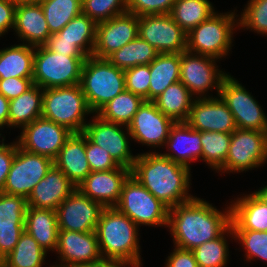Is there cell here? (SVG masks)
I'll return each mask as SVG.
<instances>
[{"mask_svg":"<svg viewBox=\"0 0 267 267\" xmlns=\"http://www.w3.org/2000/svg\"><path fill=\"white\" fill-rule=\"evenodd\" d=\"M164 146L169 152L161 153L163 156L189 168L190 163L202 159L201 131L186 122H175Z\"/></svg>","mask_w":267,"mask_h":267,"instance_id":"24","label":"cell"},{"mask_svg":"<svg viewBox=\"0 0 267 267\" xmlns=\"http://www.w3.org/2000/svg\"><path fill=\"white\" fill-rule=\"evenodd\" d=\"M237 18L235 10L214 13L187 34V51L219 60L224 58L232 49L233 30L239 27Z\"/></svg>","mask_w":267,"mask_h":267,"instance_id":"6","label":"cell"},{"mask_svg":"<svg viewBox=\"0 0 267 267\" xmlns=\"http://www.w3.org/2000/svg\"><path fill=\"white\" fill-rule=\"evenodd\" d=\"M9 103L10 100L0 93V129L8 126Z\"/></svg>","mask_w":267,"mask_h":267,"instance_id":"53","label":"cell"},{"mask_svg":"<svg viewBox=\"0 0 267 267\" xmlns=\"http://www.w3.org/2000/svg\"><path fill=\"white\" fill-rule=\"evenodd\" d=\"M229 234V235H228ZM235 239L233 228L230 227L223 235L207 241L191 250L199 267H226L229 248L226 236ZM232 235V236H231Z\"/></svg>","mask_w":267,"mask_h":267,"instance_id":"38","label":"cell"},{"mask_svg":"<svg viewBox=\"0 0 267 267\" xmlns=\"http://www.w3.org/2000/svg\"><path fill=\"white\" fill-rule=\"evenodd\" d=\"M16 5L12 0H0V37L13 29Z\"/></svg>","mask_w":267,"mask_h":267,"instance_id":"52","label":"cell"},{"mask_svg":"<svg viewBox=\"0 0 267 267\" xmlns=\"http://www.w3.org/2000/svg\"><path fill=\"white\" fill-rule=\"evenodd\" d=\"M214 57L195 54L189 51L180 53V82L197 98L212 97L208 90H217L218 96L223 79L228 75L216 65ZM207 92V93H206Z\"/></svg>","mask_w":267,"mask_h":267,"instance_id":"12","label":"cell"},{"mask_svg":"<svg viewBox=\"0 0 267 267\" xmlns=\"http://www.w3.org/2000/svg\"><path fill=\"white\" fill-rule=\"evenodd\" d=\"M233 230L267 231V204L254 193L230 202Z\"/></svg>","mask_w":267,"mask_h":267,"instance_id":"26","label":"cell"},{"mask_svg":"<svg viewBox=\"0 0 267 267\" xmlns=\"http://www.w3.org/2000/svg\"><path fill=\"white\" fill-rule=\"evenodd\" d=\"M53 165L52 159L23 150L16 141V153L2 192L27 199Z\"/></svg>","mask_w":267,"mask_h":267,"instance_id":"11","label":"cell"},{"mask_svg":"<svg viewBox=\"0 0 267 267\" xmlns=\"http://www.w3.org/2000/svg\"><path fill=\"white\" fill-rule=\"evenodd\" d=\"M219 96L232 112L237 128L267 132V116L263 109L233 76L223 79Z\"/></svg>","mask_w":267,"mask_h":267,"instance_id":"10","label":"cell"},{"mask_svg":"<svg viewBox=\"0 0 267 267\" xmlns=\"http://www.w3.org/2000/svg\"><path fill=\"white\" fill-rule=\"evenodd\" d=\"M238 26L267 35V0H249L238 18Z\"/></svg>","mask_w":267,"mask_h":267,"instance_id":"42","label":"cell"},{"mask_svg":"<svg viewBox=\"0 0 267 267\" xmlns=\"http://www.w3.org/2000/svg\"><path fill=\"white\" fill-rule=\"evenodd\" d=\"M130 174L131 169L123 166L109 171L90 172L76 188L103 207H114Z\"/></svg>","mask_w":267,"mask_h":267,"instance_id":"21","label":"cell"},{"mask_svg":"<svg viewBox=\"0 0 267 267\" xmlns=\"http://www.w3.org/2000/svg\"><path fill=\"white\" fill-rule=\"evenodd\" d=\"M125 90L141 96L149 101L150 67L137 65L124 71Z\"/></svg>","mask_w":267,"mask_h":267,"instance_id":"43","label":"cell"},{"mask_svg":"<svg viewBox=\"0 0 267 267\" xmlns=\"http://www.w3.org/2000/svg\"><path fill=\"white\" fill-rule=\"evenodd\" d=\"M149 67V101L153 102L168 86L180 81V53L158 54Z\"/></svg>","mask_w":267,"mask_h":267,"instance_id":"28","label":"cell"},{"mask_svg":"<svg viewBox=\"0 0 267 267\" xmlns=\"http://www.w3.org/2000/svg\"><path fill=\"white\" fill-rule=\"evenodd\" d=\"M103 208L76 188L56 209L59 230L95 231Z\"/></svg>","mask_w":267,"mask_h":267,"instance_id":"17","label":"cell"},{"mask_svg":"<svg viewBox=\"0 0 267 267\" xmlns=\"http://www.w3.org/2000/svg\"><path fill=\"white\" fill-rule=\"evenodd\" d=\"M235 239L245 250L246 260H262L267 262V231L233 230Z\"/></svg>","mask_w":267,"mask_h":267,"instance_id":"41","label":"cell"},{"mask_svg":"<svg viewBox=\"0 0 267 267\" xmlns=\"http://www.w3.org/2000/svg\"><path fill=\"white\" fill-rule=\"evenodd\" d=\"M93 115L80 84L43 89L41 117L82 133L86 115Z\"/></svg>","mask_w":267,"mask_h":267,"instance_id":"5","label":"cell"},{"mask_svg":"<svg viewBox=\"0 0 267 267\" xmlns=\"http://www.w3.org/2000/svg\"><path fill=\"white\" fill-rule=\"evenodd\" d=\"M175 0H127V12L139 16L170 14Z\"/></svg>","mask_w":267,"mask_h":267,"instance_id":"46","label":"cell"},{"mask_svg":"<svg viewBox=\"0 0 267 267\" xmlns=\"http://www.w3.org/2000/svg\"><path fill=\"white\" fill-rule=\"evenodd\" d=\"M13 30L23 44L33 47L45 45L51 35L38 1L17 2Z\"/></svg>","mask_w":267,"mask_h":267,"instance_id":"22","label":"cell"},{"mask_svg":"<svg viewBox=\"0 0 267 267\" xmlns=\"http://www.w3.org/2000/svg\"><path fill=\"white\" fill-rule=\"evenodd\" d=\"M82 267H111V261L103 260L99 263L88 265V266H82Z\"/></svg>","mask_w":267,"mask_h":267,"instance_id":"55","label":"cell"},{"mask_svg":"<svg viewBox=\"0 0 267 267\" xmlns=\"http://www.w3.org/2000/svg\"><path fill=\"white\" fill-rule=\"evenodd\" d=\"M27 207L25 197L0 192V220L25 221Z\"/></svg>","mask_w":267,"mask_h":267,"instance_id":"44","label":"cell"},{"mask_svg":"<svg viewBox=\"0 0 267 267\" xmlns=\"http://www.w3.org/2000/svg\"><path fill=\"white\" fill-rule=\"evenodd\" d=\"M144 101L141 96L124 90L96 114L106 121L128 126Z\"/></svg>","mask_w":267,"mask_h":267,"instance_id":"35","label":"cell"},{"mask_svg":"<svg viewBox=\"0 0 267 267\" xmlns=\"http://www.w3.org/2000/svg\"><path fill=\"white\" fill-rule=\"evenodd\" d=\"M216 13L209 0H175L170 15L188 34L194 27Z\"/></svg>","mask_w":267,"mask_h":267,"instance_id":"33","label":"cell"},{"mask_svg":"<svg viewBox=\"0 0 267 267\" xmlns=\"http://www.w3.org/2000/svg\"><path fill=\"white\" fill-rule=\"evenodd\" d=\"M260 200L267 204V185L253 192Z\"/></svg>","mask_w":267,"mask_h":267,"instance_id":"54","label":"cell"},{"mask_svg":"<svg viewBox=\"0 0 267 267\" xmlns=\"http://www.w3.org/2000/svg\"><path fill=\"white\" fill-rule=\"evenodd\" d=\"M231 133L203 131L201 132L202 160L216 172L224 167Z\"/></svg>","mask_w":267,"mask_h":267,"instance_id":"39","label":"cell"},{"mask_svg":"<svg viewBox=\"0 0 267 267\" xmlns=\"http://www.w3.org/2000/svg\"><path fill=\"white\" fill-rule=\"evenodd\" d=\"M267 163V132L239 129L231 133L222 173L243 172Z\"/></svg>","mask_w":267,"mask_h":267,"instance_id":"9","label":"cell"},{"mask_svg":"<svg viewBox=\"0 0 267 267\" xmlns=\"http://www.w3.org/2000/svg\"><path fill=\"white\" fill-rule=\"evenodd\" d=\"M76 189V186L55 165L46 176L35 185L27 198V206L39 209L56 210Z\"/></svg>","mask_w":267,"mask_h":267,"instance_id":"23","label":"cell"},{"mask_svg":"<svg viewBox=\"0 0 267 267\" xmlns=\"http://www.w3.org/2000/svg\"><path fill=\"white\" fill-rule=\"evenodd\" d=\"M185 122L201 132L232 133L237 129L232 112L218 95L195 98Z\"/></svg>","mask_w":267,"mask_h":267,"instance_id":"20","label":"cell"},{"mask_svg":"<svg viewBox=\"0 0 267 267\" xmlns=\"http://www.w3.org/2000/svg\"><path fill=\"white\" fill-rule=\"evenodd\" d=\"M33 85V78L9 77L0 79V93L11 100L26 92Z\"/></svg>","mask_w":267,"mask_h":267,"instance_id":"48","label":"cell"},{"mask_svg":"<svg viewBox=\"0 0 267 267\" xmlns=\"http://www.w3.org/2000/svg\"><path fill=\"white\" fill-rule=\"evenodd\" d=\"M138 228L115 207H104L95 230L103 260L141 267Z\"/></svg>","mask_w":267,"mask_h":267,"instance_id":"3","label":"cell"},{"mask_svg":"<svg viewBox=\"0 0 267 267\" xmlns=\"http://www.w3.org/2000/svg\"><path fill=\"white\" fill-rule=\"evenodd\" d=\"M34 47L26 44L0 49V79L33 78Z\"/></svg>","mask_w":267,"mask_h":267,"instance_id":"30","label":"cell"},{"mask_svg":"<svg viewBox=\"0 0 267 267\" xmlns=\"http://www.w3.org/2000/svg\"><path fill=\"white\" fill-rule=\"evenodd\" d=\"M194 99L187 87L178 81L168 86L153 102L164 115L175 122H185Z\"/></svg>","mask_w":267,"mask_h":267,"instance_id":"31","label":"cell"},{"mask_svg":"<svg viewBox=\"0 0 267 267\" xmlns=\"http://www.w3.org/2000/svg\"><path fill=\"white\" fill-rule=\"evenodd\" d=\"M54 165L77 187L91 172L86 158V136L72 133L60 149Z\"/></svg>","mask_w":267,"mask_h":267,"instance_id":"25","label":"cell"},{"mask_svg":"<svg viewBox=\"0 0 267 267\" xmlns=\"http://www.w3.org/2000/svg\"><path fill=\"white\" fill-rule=\"evenodd\" d=\"M127 12V0H82V13L97 24Z\"/></svg>","mask_w":267,"mask_h":267,"instance_id":"40","label":"cell"},{"mask_svg":"<svg viewBox=\"0 0 267 267\" xmlns=\"http://www.w3.org/2000/svg\"><path fill=\"white\" fill-rule=\"evenodd\" d=\"M97 23L81 13L70 20L59 32L61 39L75 42L88 56L94 51Z\"/></svg>","mask_w":267,"mask_h":267,"instance_id":"37","label":"cell"},{"mask_svg":"<svg viewBox=\"0 0 267 267\" xmlns=\"http://www.w3.org/2000/svg\"><path fill=\"white\" fill-rule=\"evenodd\" d=\"M138 36L159 54L182 53L187 50V33L170 14L139 16Z\"/></svg>","mask_w":267,"mask_h":267,"instance_id":"14","label":"cell"},{"mask_svg":"<svg viewBox=\"0 0 267 267\" xmlns=\"http://www.w3.org/2000/svg\"><path fill=\"white\" fill-rule=\"evenodd\" d=\"M175 121L164 115L152 101H144L128 124L132 139L143 145L164 147Z\"/></svg>","mask_w":267,"mask_h":267,"instance_id":"18","label":"cell"},{"mask_svg":"<svg viewBox=\"0 0 267 267\" xmlns=\"http://www.w3.org/2000/svg\"><path fill=\"white\" fill-rule=\"evenodd\" d=\"M130 267V265L122 263V262H117V261H111V267Z\"/></svg>","mask_w":267,"mask_h":267,"instance_id":"56","label":"cell"},{"mask_svg":"<svg viewBox=\"0 0 267 267\" xmlns=\"http://www.w3.org/2000/svg\"><path fill=\"white\" fill-rule=\"evenodd\" d=\"M114 207L137 226H168L169 208L131 174L125 180L119 201Z\"/></svg>","mask_w":267,"mask_h":267,"instance_id":"8","label":"cell"},{"mask_svg":"<svg viewBox=\"0 0 267 267\" xmlns=\"http://www.w3.org/2000/svg\"><path fill=\"white\" fill-rule=\"evenodd\" d=\"M139 17L124 13L96 25V42L92 56L107 58L138 36Z\"/></svg>","mask_w":267,"mask_h":267,"instance_id":"19","label":"cell"},{"mask_svg":"<svg viewBox=\"0 0 267 267\" xmlns=\"http://www.w3.org/2000/svg\"><path fill=\"white\" fill-rule=\"evenodd\" d=\"M83 130V134L94 144L110 153L119 166L132 169L137 155L130 150L129 138H132L126 125L106 121L93 114ZM125 127V131L123 130ZM127 131V133H126ZM128 134V135H127Z\"/></svg>","mask_w":267,"mask_h":267,"instance_id":"13","label":"cell"},{"mask_svg":"<svg viewBox=\"0 0 267 267\" xmlns=\"http://www.w3.org/2000/svg\"><path fill=\"white\" fill-rule=\"evenodd\" d=\"M80 86L91 111L96 114L125 90L124 71L107 58L88 56L83 63Z\"/></svg>","mask_w":267,"mask_h":267,"instance_id":"4","label":"cell"},{"mask_svg":"<svg viewBox=\"0 0 267 267\" xmlns=\"http://www.w3.org/2000/svg\"><path fill=\"white\" fill-rule=\"evenodd\" d=\"M15 2H28V1H38V0H12Z\"/></svg>","mask_w":267,"mask_h":267,"instance_id":"57","label":"cell"},{"mask_svg":"<svg viewBox=\"0 0 267 267\" xmlns=\"http://www.w3.org/2000/svg\"><path fill=\"white\" fill-rule=\"evenodd\" d=\"M43 89L33 85L26 92L10 100L8 127L20 129L42 115Z\"/></svg>","mask_w":267,"mask_h":267,"instance_id":"29","label":"cell"},{"mask_svg":"<svg viewBox=\"0 0 267 267\" xmlns=\"http://www.w3.org/2000/svg\"><path fill=\"white\" fill-rule=\"evenodd\" d=\"M191 169L159 152L137 154L131 175L169 209L193 199Z\"/></svg>","mask_w":267,"mask_h":267,"instance_id":"2","label":"cell"},{"mask_svg":"<svg viewBox=\"0 0 267 267\" xmlns=\"http://www.w3.org/2000/svg\"><path fill=\"white\" fill-rule=\"evenodd\" d=\"M55 252L60 255L61 264L50 267H82L103 261L96 231L59 230Z\"/></svg>","mask_w":267,"mask_h":267,"instance_id":"16","label":"cell"},{"mask_svg":"<svg viewBox=\"0 0 267 267\" xmlns=\"http://www.w3.org/2000/svg\"><path fill=\"white\" fill-rule=\"evenodd\" d=\"M159 53L147 41L137 36L134 40L114 51L107 59L125 71L137 65L150 64Z\"/></svg>","mask_w":267,"mask_h":267,"instance_id":"34","label":"cell"},{"mask_svg":"<svg viewBox=\"0 0 267 267\" xmlns=\"http://www.w3.org/2000/svg\"><path fill=\"white\" fill-rule=\"evenodd\" d=\"M24 229L46 252L56 250L59 233L56 210L27 207Z\"/></svg>","mask_w":267,"mask_h":267,"instance_id":"27","label":"cell"},{"mask_svg":"<svg viewBox=\"0 0 267 267\" xmlns=\"http://www.w3.org/2000/svg\"><path fill=\"white\" fill-rule=\"evenodd\" d=\"M47 252L26 231L15 248L0 261V267H42Z\"/></svg>","mask_w":267,"mask_h":267,"instance_id":"32","label":"cell"},{"mask_svg":"<svg viewBox=\"0 0 267 267\" xmlns=\"http://www.w3.org/2000/svg\"><path fill=\"white\" fill-rule=\"evenodd\" d=\"M51 34L82 13V0H38Z\"/></svg>","mask_w":267,"mask_h":267,"instance_id":"36","label":"cell"},{"mask_svg":"<svg viewBox=\"0 0 267 267\" xmlns=\"http://www.w3.org/2000/svg\"><path fill=\"white\" fill-rule=\"evenodd\" d=\"M45 46L52 52L67 56H88L75 42L61 39L58 33L51 34Z\"/></svg>","mask_w":267,"mask_h":267,"instance_id":"49","label":"cell"},{"mask_svg":"<svg viewBox=\"0 0 267 267\" xmlns=\"http://www.w3.org/2000/svg\"><path fill=\"white\" fill-rule=\"evenodd\" d=\"M72 133L65 126L40 117L22 128L17 143L23 150L54 161Z\"/></svg>","mask_w":267,"mask_h":267,"instance_id":"15","label":"cell"},{"mask_svg":"<svg viewBox=\"0 0 267 267\" xmlns=\"http://www.w3.org/2000/svg\"><path fill=\"white\" fill-rule=\"evenodd\" d=\"M88 56H67L34 47L33 83L42 89L80 84L83 63Z\"/></svg>","mask_w":267,"mask_h":267,"instance_id":"7","label":"cell"},{"mask_svg":"<svg viewBox=\"0 0 267 267\" xmlns=\"http://www.w3.org/2000/svg\"><path fill=\"white\" fill-rule=\"evenodd\" d=\"M166 267H199L191 250L174 248L170 256L167 257Z\"/></svg>","mask_w":267,"mask_h":267,"instance_id":"51","label":"cell"},{"mask_svg":"<svg viewBox=\"0 0 267 267\" xmlns=\"http://www.w3.org/2000/svg\"><path fill=\"white\" fill-rule=\"evenodd\" d=\"M24 222L0 220V261L15 248L25 231Z\"/></svg>","mask_w":267,"mask_h":267,"instance_id":"45","label":"cell"},{"mask_svg":"<svg viewBox=\"0 0 267 267\" xmlns=\"http://www.w3.org/2000/svg\"><path fill=\"white\" fill-rule=\"evenodd\" d=\"M219 211L215 206L196 196L169 209L168 226L174 247L193 250L218 238L231 227V208Z\"/></svg>","mask_w":267,"mask_h":267,"instance_id":"1","label":"cell"},{"mask_svg":"<svg viewBox=\"0 0 267 267\" xmlns=\"http://www.w3.org/2000/svg\"><path fill=\"white\" fill-rule=\"evenodd\" d=\"M86 158L88 160L91 172L109 171L119 167L115 160L110 156L108 151H105V149L102 147L92 143L87 137Z\"/></svg>","mask_w":267,"mask_h":267,"instance_id":"47","label":"cell"},{"mask_svg":"<svg viewBox=\"0 0 267 267\" xmlns=\"http://www.w3.org/2000/svg\"><path fill=\"white\" fill-rule=\"evenodd\" d=\"M5 136L3 137L2 143H0V192L3 191L6 177L10 171L15 153H16V141L5 144Z\"/></svg>","mask_w":267,"mask_h":267,"instance_id":"50","label":"cell"}]
</instances>
